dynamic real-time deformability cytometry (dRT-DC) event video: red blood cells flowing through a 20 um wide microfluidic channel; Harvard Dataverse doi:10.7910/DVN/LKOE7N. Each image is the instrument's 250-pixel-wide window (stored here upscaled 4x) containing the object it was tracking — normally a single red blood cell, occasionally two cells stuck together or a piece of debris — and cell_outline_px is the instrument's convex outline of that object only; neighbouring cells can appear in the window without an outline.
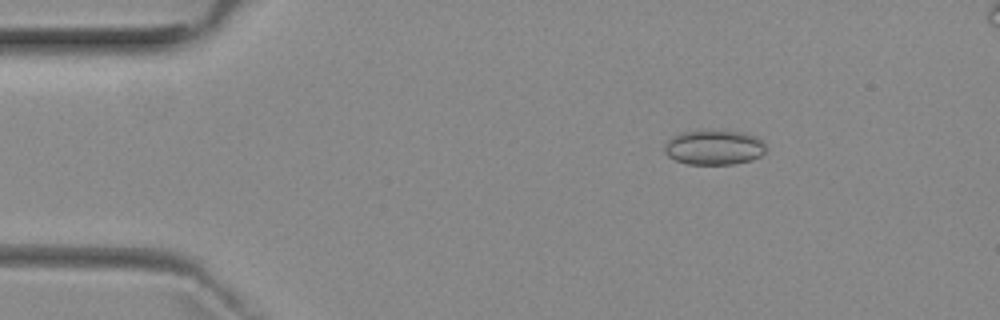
{"species": "common noctule bat (a hibernating species)", "species_latin": "Nyctalus noctula", "temperature_condition": "room temperature", "stored_images_in_passage": 3, "camera_frame_rate_fps": 3000, "um_per_image_px": 0.085, "animal": {"sex": "female", "body_mass_g": 29.2, "forearm_length_mm": 56.3}, "frame": {"image": 1, "passage_image": 1, "time_ms": 0.0, "image_size_px": [1000, 320], "cell_outline_px": [[768, 152], [752, 160], [732, 164], [688, 164], [676, 160], [668, 156], [664, 152], [664, 144], [672, 136], [680, 132], [700, 128], [720, 128], [744, 132], [756, 136], [764, 140], [768, 148]], "centroid_in_image_um": [60.74, 12.47], "position_along_channel_um": 24.3, "area_um2": 21.79}}